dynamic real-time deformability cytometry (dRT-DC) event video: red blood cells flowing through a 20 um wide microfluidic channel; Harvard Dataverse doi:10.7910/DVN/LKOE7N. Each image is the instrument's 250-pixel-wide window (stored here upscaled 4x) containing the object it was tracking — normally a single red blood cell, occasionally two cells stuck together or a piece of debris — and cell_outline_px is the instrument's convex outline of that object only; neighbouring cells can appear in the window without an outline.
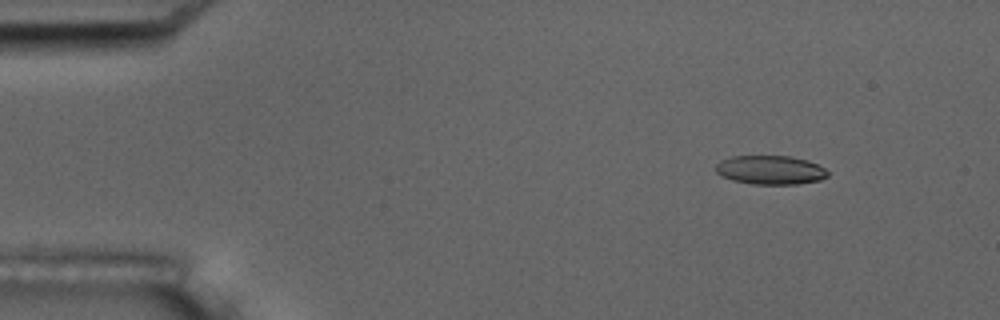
{"species": "common noctule bat (a hibernating species)", "species_latin": "Nyctalus noctula", "temperature_condition": "room temperature", "stored_images_in_passage": 5, "camera_frame_rate_fps": 3000, "um_per_image_px": 0.085, "animal": {"sex": "male", "body_mass_g": 17.5, "forearm_length_mm": 52.3}, "frame": {"image": 1, "passage_image": 2, "time_ms": 1.333, "image_size_px": [1000, 320], "cell_outline_px": [[828, 176], [820, 180], [796, 184], [752, 184], [732, 180], [716, 172], [716, 164], [720, 160], [732, 156], [788, 156], [808, 160], [824, 168], [828, 172]], "centroid_in_image_um": [65.48, 14.44], "position_along_channel_um": 19.5, "area_um2": 18.79}}